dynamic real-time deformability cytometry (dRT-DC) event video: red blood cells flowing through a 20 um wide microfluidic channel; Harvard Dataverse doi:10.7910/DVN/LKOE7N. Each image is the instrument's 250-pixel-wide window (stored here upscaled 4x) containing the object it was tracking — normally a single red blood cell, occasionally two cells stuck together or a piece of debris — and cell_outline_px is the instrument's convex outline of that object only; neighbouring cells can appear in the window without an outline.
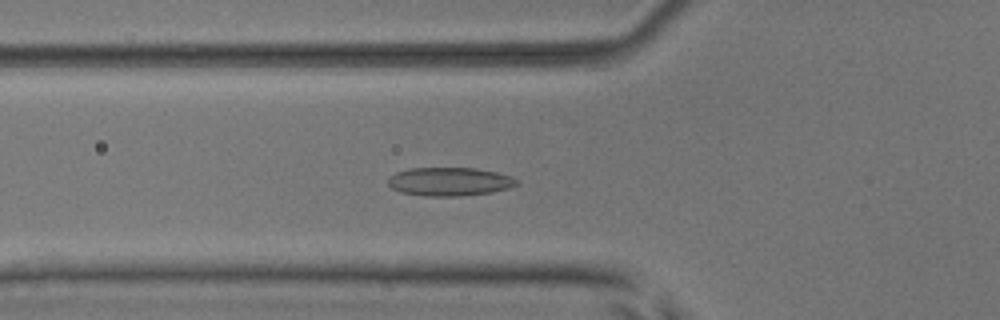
{"species": "common noctule bat (a hibernating species)", "species_latin": "Nyctalus noctula", "temperature_condition": "room temperature", "stored_images_in_passage": 54, "camera_frame_rate_fps": 3000, "um_per_image_px": 0.085, "animal": {"sex": "male", "body_mass_g": 17.9, "forearm_length_mm": 54.2}, "frame": {"image": 1, "passage_image": 20, "time_ms": 6.333, "image_size_px": [1000, 320], "cell_outline_px": [[520, 184], [508, 188], [492, 192], [460, 196], [424, 196], [400, 192], [392, 188], [388, 184], [388, 180], [396, 172], [408, 168], [476, 168], [496, 172], [512, 176], [520, 180]], "centroid_in_image_um": [38.25, 15.43], "position_along_channel_um": 87.5, "area_um2": 21.5}}
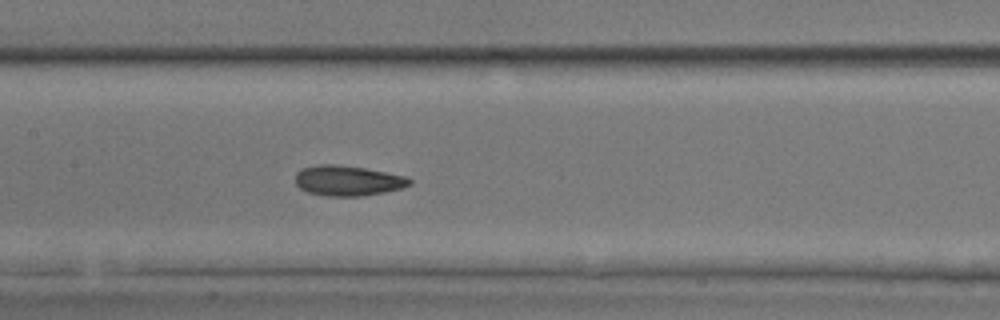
{"frame": {"image": 2, "passage_image": 27, "time_ms": 8.667, "image_size_px": [1000, 320], "cell_outline_px": [[412, 184], [400, 188], [384, 192], [360, 196], [324, 196], [308, 192], [300, 188], [296, 184], [296, 172], [300, 168], [316, 164], [336, 164], [364, 168], [404, 176], [412, 180]], "centroid_in_image_um": [29.51, 15.35], "position_along_channel_um": 177.9, "area_um2": 20.11}}
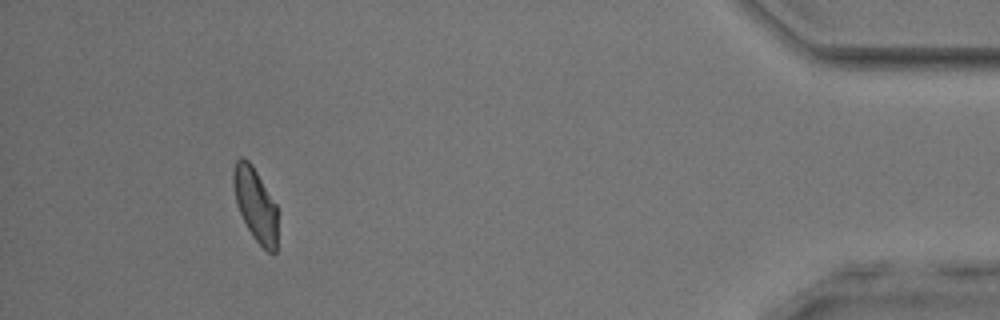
{"frame": {"image": 3, "passage_image": 50, "time_ms": 16.333, "image_size_px": [1000, 320], "cell_outline_px": [[276, 252], [268, 252], [252, 236], [240, 212], [236, 200], [232, 184], [232, 172], [236, 160], [240, 156], [244, 156], [252, 164], [276, 204]], "centroid_in_image_um": [21.68, 17.32], "position_along_channel_um": 413.5, "area_um2": 18.67}, "authors_computed_cell_mechanics": {"area_um2": 20.3167, "velocity_mm_per_s": 3.8667, "shape_relaxation_time_tau1_ms": 3.6811, "shape_relaxation_time_tau2_ms": 1.9655, "deformation_change_tau1": 0.0927, "deformation_change_tau2": 0.0857}}